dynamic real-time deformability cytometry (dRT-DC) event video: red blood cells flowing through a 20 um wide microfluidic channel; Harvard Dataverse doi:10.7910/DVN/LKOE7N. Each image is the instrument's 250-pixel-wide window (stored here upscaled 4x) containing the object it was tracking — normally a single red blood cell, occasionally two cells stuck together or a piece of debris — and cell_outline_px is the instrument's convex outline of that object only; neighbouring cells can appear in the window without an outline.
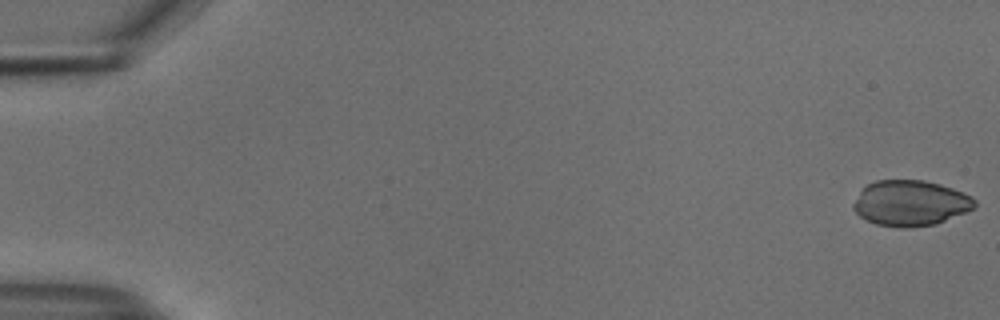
{"species": "common noctule bat (a hibernating species)", "species_latin": "Nyctalus noctula", "temperature_condition": "cold", "stored_images_in_passage": 54, "camera_frame_rate_fps": 3000, "um_per_image_px": 0.085, "animal": {"sex": "male", "body_mass_g": 18.8}, "frame": {"image": 1, "passage_image": 1, "time_ms": 0.0, "image_size_px": [1000, 320], "cell_outline_px": [[976, 208], [936, 224], [912, 228], [900, 228], [876, 224], [860, 216], [852, 208], [852, 204], [860, 192], [868, 184], [876, 180], [924, 180], [940, 184], [952, 188], [972, 196], [976, 200]], "centroid_in_image_um": [77.41, 17.27], "position_along_channel_um": 7.6, "area_um2": 32.37}}
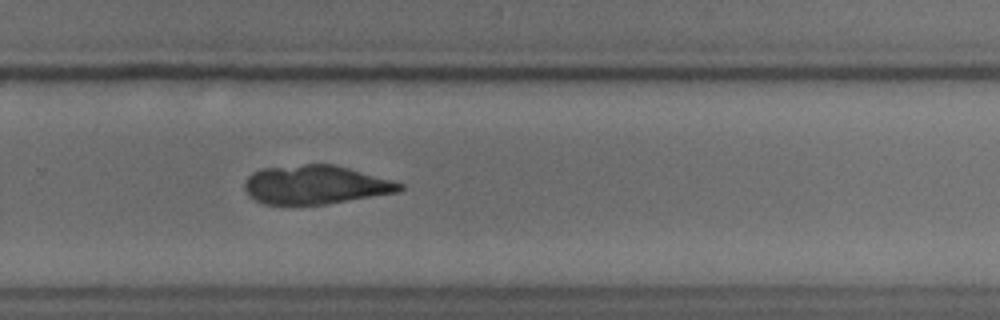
{"frame": {"image": 2, "passage_image": 37, "time_ms": 12.0, "image_size_px": [1000, 320], "cell_outline_px": [[404, 188], [400, 192], [324, 204], [264, 204], [248, 196], [244, 188], [244, 184], [248, 176], [252, 172], [260, 168], [304, 164], [332, 164], [348, 168], [392, 180], [404, 184]], "centroid_in_image_um": [26.8, 15.7], "position_along_channel_um": 303.0, "area_um2": 35.03}}
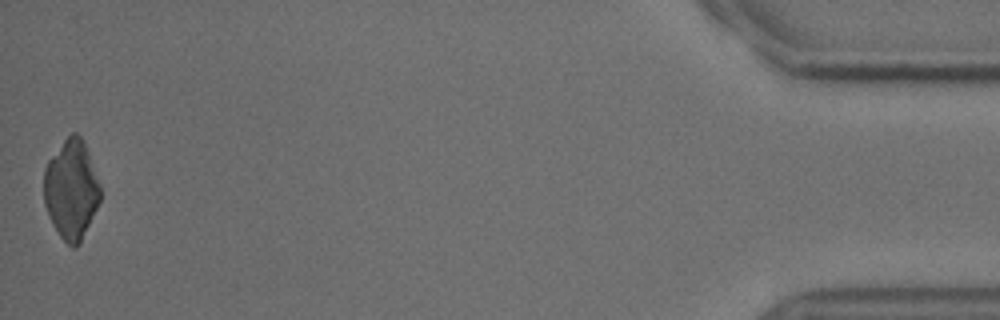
{"frame": {"image": 3, "passage_image": 54, "time_ms": 17.667, "image_size_px": [1000, 320], "cell_outline_px": [[100, 200], [80, 244], [76, 248], [72, 248], [60, 236], [52, 224], [48, 216], [44, 204], [44, 168], [48, 160], [64, 140], [72, 132], [76, 132], [80, 136], [88, 152], [100, 184]], "centroid_in_image_um": [6.04, 16.13], "position_along_channel_um": 429.2, "area_um2": 32.54}}